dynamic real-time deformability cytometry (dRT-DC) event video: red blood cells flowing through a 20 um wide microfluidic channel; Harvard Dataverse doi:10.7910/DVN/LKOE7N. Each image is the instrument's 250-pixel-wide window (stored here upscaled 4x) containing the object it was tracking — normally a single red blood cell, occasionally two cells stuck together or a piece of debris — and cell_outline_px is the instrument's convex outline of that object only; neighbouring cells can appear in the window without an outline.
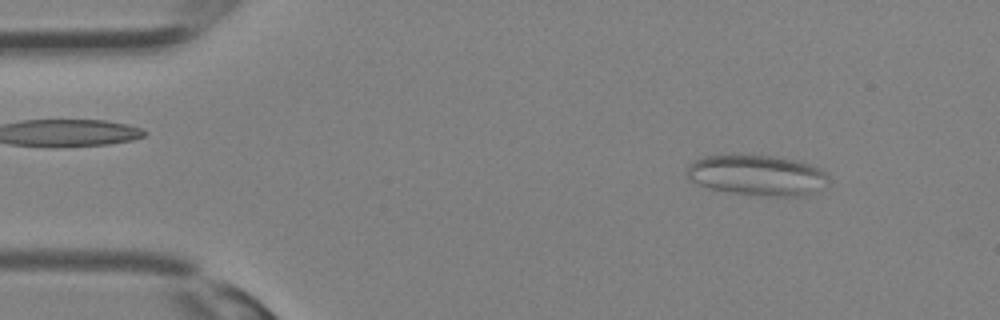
{"species": "Egyptian fruit bat (a non-hibernating species)", "species_latin": "Rousettus aegyptiacus", "temperature_condition": "room temperature", "stored_images_in_passage": 32, "camera_frame_rate_fps": 3000, "um_per_image_px": 0.085, "animal": {"sex": "female"}, "frame": {"image": 1, "passage_image": 3, "time_ms": 0.667, "image_size_px": [1000, 320], "cell_outline_px": [[828, 188], [808, 196], [776, 196], [732, 192], [708, 188], [692, 180], [688, 176], [688, 168], [696, 160], [704, 156], [736, 152], [772, 156], [796, 160], [820, 168], [828, 176]], "centroid_in_image_um": [64.44, 14.87], "position_along_channel_um": 20.6, "area_um2": 34.04}}
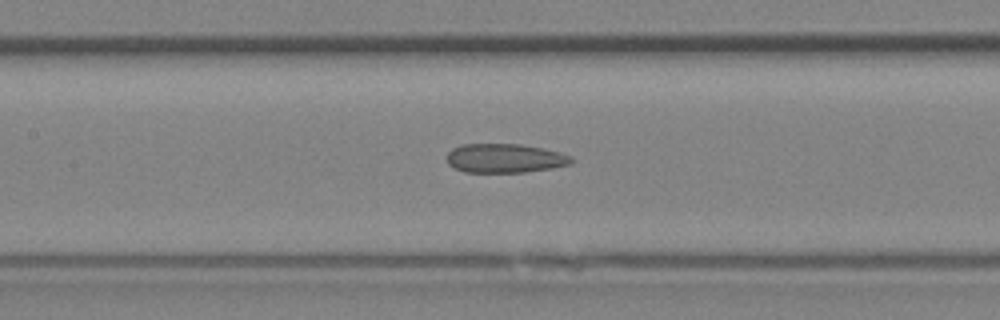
{"frame": {"image": 2, "passage_image": 14, "time_ms": 4.333, "image_size_px": [1000, 320], "cell_outline_px": [[572, 164], [552, 168], [524, 172], [464, 172], [448, 164], [448, 152], [452, 148], [460, 144], [520, 144], [544, 148], [560, 152], [572, 156]], "centroid_in_image_um": [42.93, 13.44], "position_along_channel_um": 164.5, "area_um2": 21.15}}
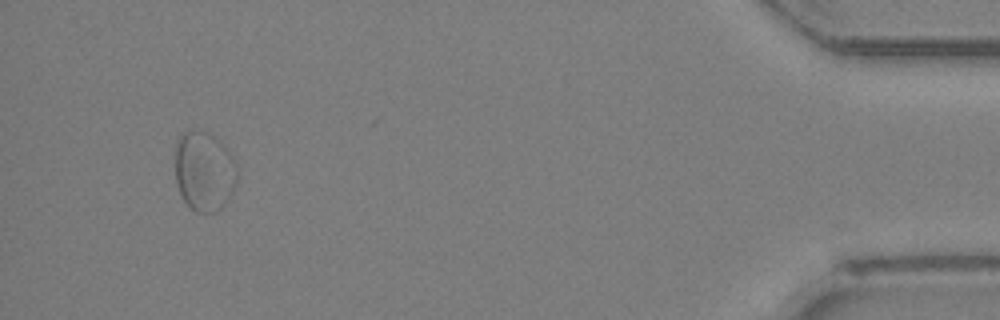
{"frame": {"image": 3, "passage_image": 30, "time_ms": 9.667, "image_size_px": [1000, 320], "cell_outline_px": [[236, 184], [232, 192], [220, 208], [212, 212], [196, 212], [180, 196], [176, 184], [176, 144], [180, 136], [188, 128], [192, 128], [208, 132], [220, 140], [224, 144], [236, 160]], "centroid_in_image_um": [17.35, 14.5], "position_along_channel_um": 417.8, "area_um2": 29.02}}